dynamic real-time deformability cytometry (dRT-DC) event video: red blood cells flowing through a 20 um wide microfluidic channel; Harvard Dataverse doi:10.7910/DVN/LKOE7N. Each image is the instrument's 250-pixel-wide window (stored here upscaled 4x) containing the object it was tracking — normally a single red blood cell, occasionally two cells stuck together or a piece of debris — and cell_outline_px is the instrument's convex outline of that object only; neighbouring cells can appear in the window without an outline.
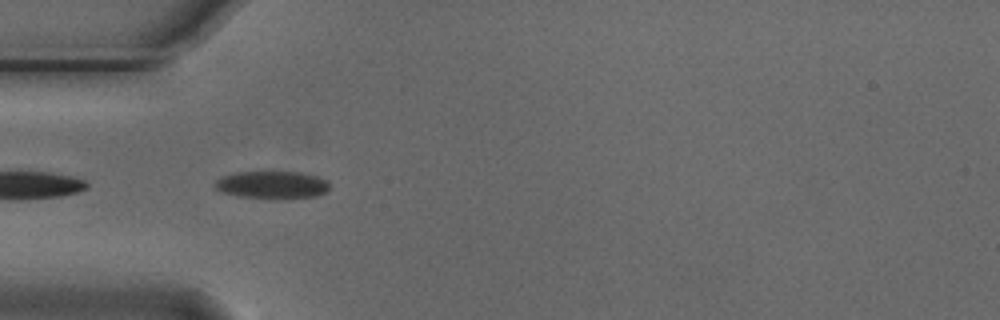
{"species": "Egyptian fruit bat (a non-hibernating species)", "species_latin": "Rousettus aegyptiacus", "temperature_condition": "cold", "stored_images_in_passage": 7, "camera_frame_rate_fps": 3000, "um_per_image_px": 0.085, "animal": {"sex": "male"}, "frame": {"image": 1, "passage_image": 4, "time_ms": 1.0, "image_size_px": [1000, 320], "cell_outline_px": [[328, 192], [316, 196], [280, 200], [240, 196], [224, 192], [216, 188], [212, 184], [220, 176], [236, 172], [300, 172], [316, 176], [328, 180]], "centroid_in_image_um": [23.14, 15.72], "position_along_channel_um": 61.9, "area_um2": 18.73}}
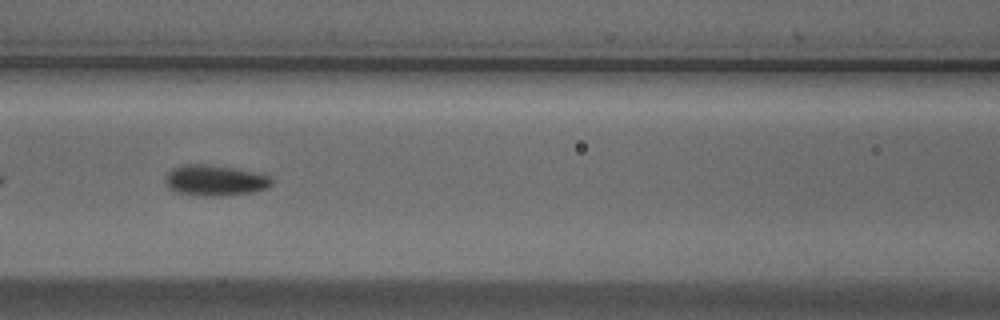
{"frame": {"image": 2, "passage_image": 6, "time_ms": 1.667, "image_size_px": [1000, 320], "cell_outline_px": [[272, 184], [268, 188], [252, 192], [220, 196], [196, 196], [176, 192], [168, 188], [164, 180], [164, 176], [172, 168], [180, 164], [208, 164], [240, 168], [260, 172], [268, 176], [272, 180]], "centroid_in_image_um": [18.25, 15.32], "position_along_channel_um": 148.3, "area_um2": 19.65}}
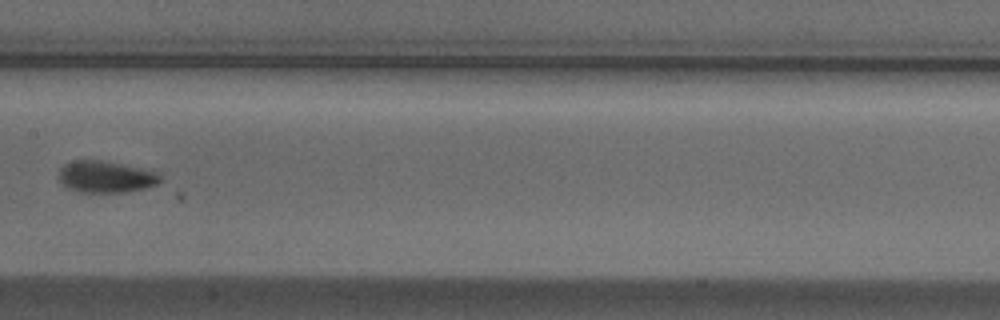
{"frame": {"image": 3, "passage_image": 7, "time_ms": 2.0, "image_size_px": [1000, 320], "cell_outline_px": [[164, 180], [156, 184], [144, 188], [124, 192], [80, 192], [68, 188], [60, 180], [60, 168], [64, 164], [72, 160], [100, 160], [140, 168], [156, 172]], "centroid_in_image_um": [8.99, 15.02], "position_along_channel_um": 198.4, "area_um2": 18.5}}